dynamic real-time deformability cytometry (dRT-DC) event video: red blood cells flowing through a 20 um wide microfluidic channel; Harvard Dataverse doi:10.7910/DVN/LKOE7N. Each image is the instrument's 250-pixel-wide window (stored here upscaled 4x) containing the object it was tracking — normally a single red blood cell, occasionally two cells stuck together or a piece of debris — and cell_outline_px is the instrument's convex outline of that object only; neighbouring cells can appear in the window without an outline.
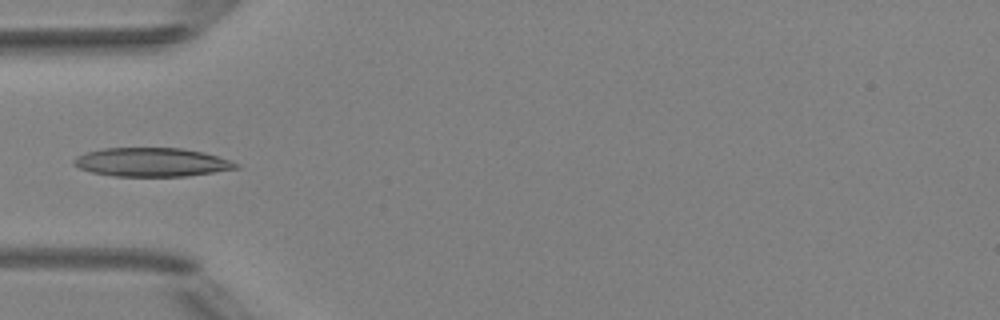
{"species": "Egyptian fruit bat (a non-hibernating species)", "species_latin": "Rousettus aegyptiacus", "temperature_condition": "room temperature", "stored_images_in_passage": 6, "camera_frame_rate_fps": 3000, "um_per_image_px": 0.085, "animal": {"sex": "female"}, "frame": {"image": 1, "passage_image": 4, "time_ms": 4.667, "image_size_px": [1000, 320], "cell_outline_px": [[240, 168], [188, 176], [112, 176], [92, 172], [80, 168], [72, 164], [72, 160], [76, 156], [100, 148], [180, 148], [204, 152], [240, 164]], "centroid_in_image_um": [12.88, 13.79], "position_along_channel_um": 72.1, "area_um2": 27.17}}
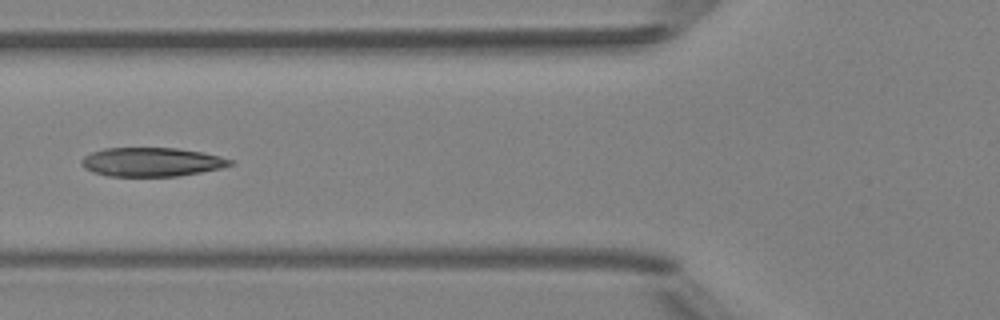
{"frame": {"image": 2, "passage_image": 5, "time_ms": 5.667, "image_size_px": [1000, 320], "cell_outline_px": [[232, 164], [220, 168], [200, 172], [176, 176], [108, 176], [92, 172], [84, 168], [80, 164], [80, 160], [84, 156], [92, 152], [104, 148], [176, 148], [204, 152], [220, 156], [232, 160]], "centroid_in_image_um": [12.84, 13.76], "position_along_channel_um": 113.0, "area_um2": 25.03}}
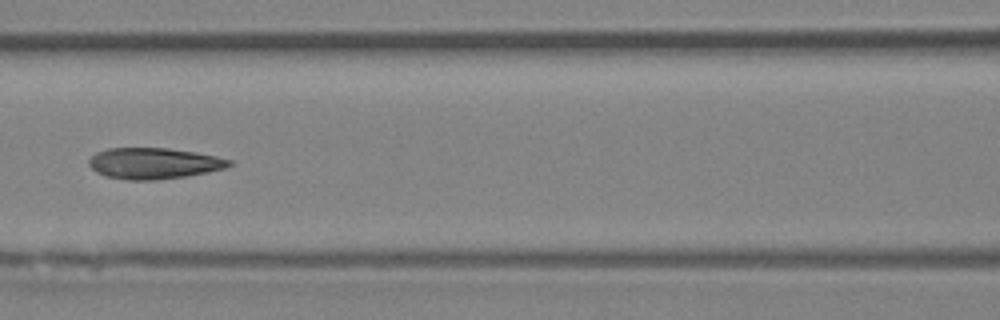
{"frame": {"image": 3, "passage_image": 6, "time_ms": 6.667, "image_size_px": [1000, 320], "cell_outline_px": [[232, 164], [224, 168], [208, 172], [188, 176], [156, 180], [128, 180], [104, 176], [96, 172], [88, 164], [88, 160], [96, 152], [108, 148], [168, 148], [196, 152], [216, 156], [232, 160]], "centroid_in_image_um": [13.06, 13.89], "position_along_channel_um": 153.5, "area_um2": 25.55}}